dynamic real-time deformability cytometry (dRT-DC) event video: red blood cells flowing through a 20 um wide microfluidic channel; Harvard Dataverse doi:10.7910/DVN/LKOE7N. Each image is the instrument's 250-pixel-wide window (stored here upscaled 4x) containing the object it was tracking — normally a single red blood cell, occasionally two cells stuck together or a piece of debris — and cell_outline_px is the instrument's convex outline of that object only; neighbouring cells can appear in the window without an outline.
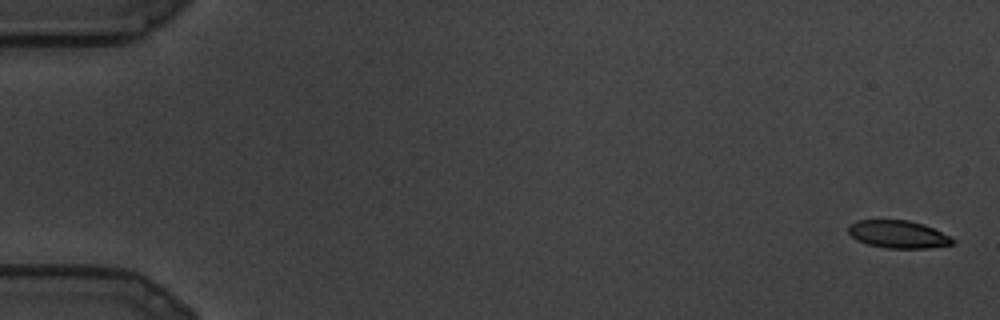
{"species": "common noctule bat (a hibernating species)", "species_latin": "Nyctalus noctula", "temperature_condition": "cold", "stored_images_in_passage": 11, "camera_frame_rate_fps": 3000, "um_per_image_px": 0.085, "animal": {"sex": "male", "body_mass_g": 19.5, "forearm_length_mm": 54.6}, "frame": {"image": 1, "passage_image": 1, "time_ms": 0.0, "image_size_px": [1000, 320], "cell_outline_px": [[956, 240], [952, 244], [928, 248], [888, 248], [868, 244], [856, 240], [848, 232], [848, 224], [856, 220], [908, 220], [924, 224], [952, 236]], "centroid_in_image_um": [76.35, 19.9], "position_along_channel_um": 8.6, "area_um2": 16.94}}
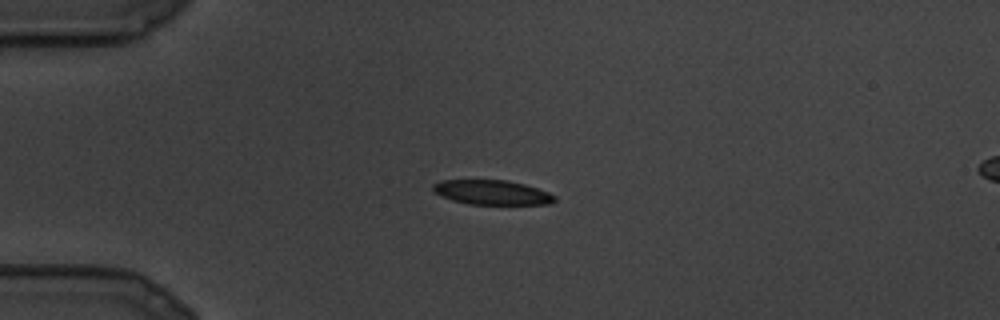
{"frame": {"image": 2, "passage_image": 7, "time_ms": 2.0, "image_size_px": [1000, 320], "cell_outline_px": [[556, 200], [552, 204], [468, 204], [452, 200], [440, 196], [432, 192], [432, 184], [440, 180], [508, 180], [524, 184], [548, 192], [556, 196]], "centroid_in_image_um": [41.78, 16.35], "position_along_channel_um": 43.2, "area_um2": 17.57}}
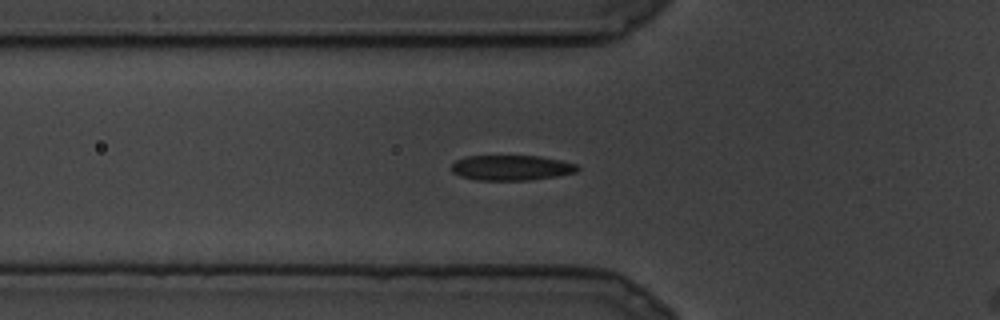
{"frame": {"image": 3, "passage_image": 10, "time_ms": 3.0, "image_size_px": [1000, 320], "cell_outline_px": [[580, 168], [576, 172], [556, 176], [528, 180], [476, 180], [460, 176], [452, 172], [452, 164], [456, 160], [468, 156], [540, 156], [560, 160], [576, 164]], "centroid_in_image_um": [43.46, 14.26], "position_along_channel_um": 82.3, "area_um2": 18.44}}